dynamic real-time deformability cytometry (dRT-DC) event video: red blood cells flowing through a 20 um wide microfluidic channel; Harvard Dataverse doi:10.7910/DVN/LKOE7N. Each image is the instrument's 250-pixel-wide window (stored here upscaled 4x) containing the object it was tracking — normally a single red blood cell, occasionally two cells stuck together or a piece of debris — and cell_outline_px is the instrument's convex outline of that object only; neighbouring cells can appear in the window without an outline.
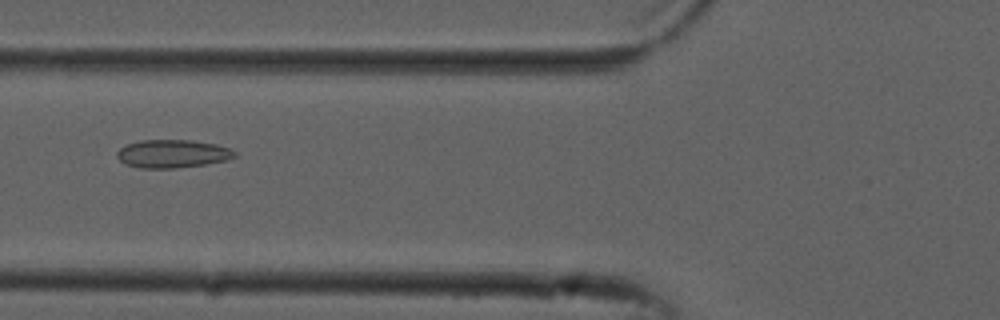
{"species": "common noctule bat (a hibernating species)", "species_latin": "Nyctalus noctula", "temperature_condition": "cold", "stored_images_in_passage": 53, "camera_frame_rate_fps": 3000, "um_per_image_px": 0.085, "animal": {"sex": "male", "forearm_length_mm": 52.5}, "frame": {"image": 1, "passage_image": 21, "time_ms": 6.667, "image_size_px": [1000, 320], "cell_outline_px": [[236, 156], [228, 160], [204, 164], [176, 168], [140, 168], [124, 164], [116, 156], [116, 152], [124, 144], [140, 140], [192, 140], [216, 144], [232, 148], [236, 152]], "centroid_in_image_um": [14.65, 13.06], "position_along_channel_um": 111.1, "area_um2": 19.54}}
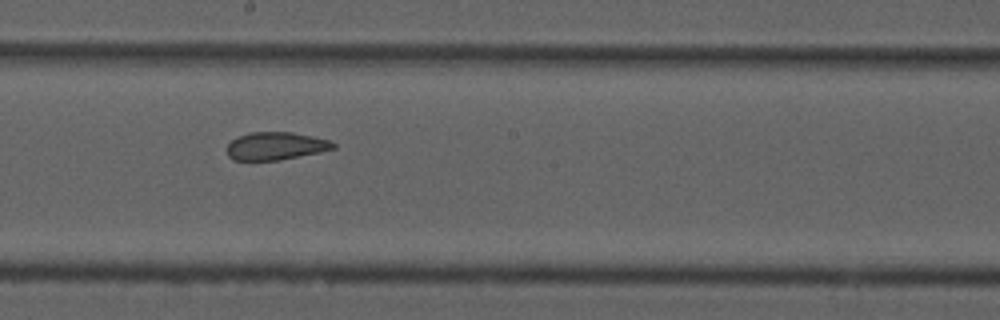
{"frame": {"image": 2, "passage_image": 30, "time_ms": 9.667, "image_size_px": [1000, 320], "cell_outline_px": [[336, 148], [320, 152], [280, 160], [232, 160], [228, 156], [228, 144], [232, 140], [240, 136], [252, 132], [292, 132], [312, 136], [328, 140], [336, 144]], "centroid_in_image_um": [23.45, 12.41], "position_along_channel_um": 224.7, "area_um2": 17.11}}
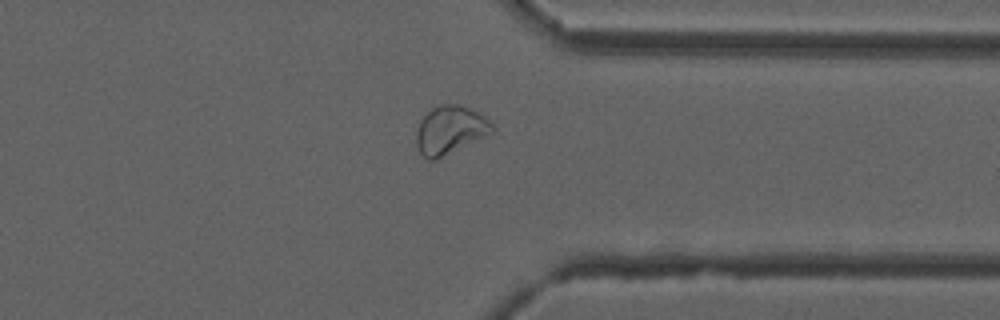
{"frame": {"image": 3, "passage_image": 42, "time_ms": 13.667, "image_size_px": [1000, 320], "cell_outline_px": [[496, 132], [436, 160], [428, 160], [420, 152], [416, 144], [416, 132], [420, 120], [436, 104], [456, 104], [468, 108], [488, 116], [496, 128]], "centroid_in_image_um": [38.31, 11.05], "position_along_channel_um": 373.1, "area_um2": 21.79}, "authors_computed_cell_mechanics": {"area_um2": 19.8832, "velocity_mm_per_s": 3.7927, "shape_relaxation_time_tau1_ms": null, "shape_relaxation_time_tau2_ms": 1.4401, "deformation_change_tau1": null, "deformation_change_tau2": 0.0598}}